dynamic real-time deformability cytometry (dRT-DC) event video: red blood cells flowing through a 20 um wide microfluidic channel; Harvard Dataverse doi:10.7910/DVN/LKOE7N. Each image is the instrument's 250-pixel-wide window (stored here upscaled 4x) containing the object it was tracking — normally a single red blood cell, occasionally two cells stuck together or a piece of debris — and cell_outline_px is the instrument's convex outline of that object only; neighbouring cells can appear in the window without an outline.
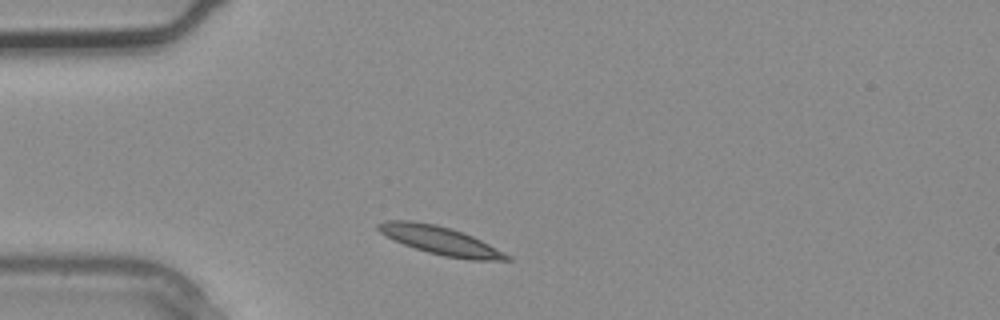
{"species": "common noctule bat (a hibernating species)", "species_latin": "Nyctalus noctula", "temperature_condition": "warm", "stored_images_in_passage": 2, "camera_frame_rate_fps": 3000, "um_per_image_px": 0.085, "animal": {"sex": "male", "body_mass_g": 20.4}, "frame": {"image": 1, "passage_image": 1, "time_ms": 0.0, "image_size_px": [1000, 320], "cell_outline_px": [[512, 260], [472, 260], [444, 256], [428, 252], [404, 244], [380, 232], [376, 228], [376, 224], [384, 220], [412, 220], [436, 224], [464, 232], [512, 256]], "centroid_in_image_um": [37.43, 20.43], "position_along_channel_um": 47.6, "area_um2": 21.04}}